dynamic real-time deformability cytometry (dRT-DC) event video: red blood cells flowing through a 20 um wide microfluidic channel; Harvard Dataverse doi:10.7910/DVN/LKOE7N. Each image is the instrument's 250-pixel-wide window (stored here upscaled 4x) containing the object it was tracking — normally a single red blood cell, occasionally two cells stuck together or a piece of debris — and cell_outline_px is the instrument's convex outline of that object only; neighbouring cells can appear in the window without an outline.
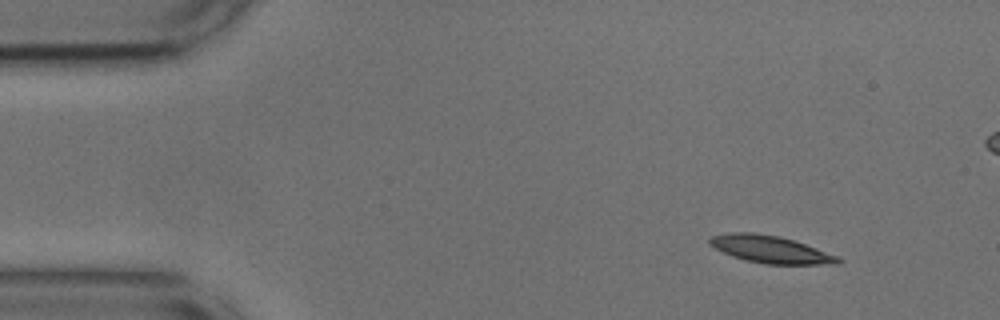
{"species": "common noctule bat (a hibernating species)", "species_latin": "Nyctalus noctula", "temperature_condition": "cold", "stored_images_in_passage": 24, "camera_frame_rate_fps": 3000, "um_per_image_px": 0.085, "animal": {"sex": "male", "body_mass_g": 17.9, "forearm_length_mm": 54.2}, "frame": {"image": 1, "passage_image": 5, "time_ms": 1.333, "image_size_px": [1000, 320], "cell_outline_px": [[844, 260], [836, 264], [764, 264], [744, 260], [732, 256], [708, 244], [708, 240], [712, 236], [728, 232], [752, 232], [776, 236], [792, 240], [816, 248], [836, 256]], "centroid_in_image_um": [65.45, 21.2], "position_along_channel_um": 19.6, "area_um2": 20.17}}